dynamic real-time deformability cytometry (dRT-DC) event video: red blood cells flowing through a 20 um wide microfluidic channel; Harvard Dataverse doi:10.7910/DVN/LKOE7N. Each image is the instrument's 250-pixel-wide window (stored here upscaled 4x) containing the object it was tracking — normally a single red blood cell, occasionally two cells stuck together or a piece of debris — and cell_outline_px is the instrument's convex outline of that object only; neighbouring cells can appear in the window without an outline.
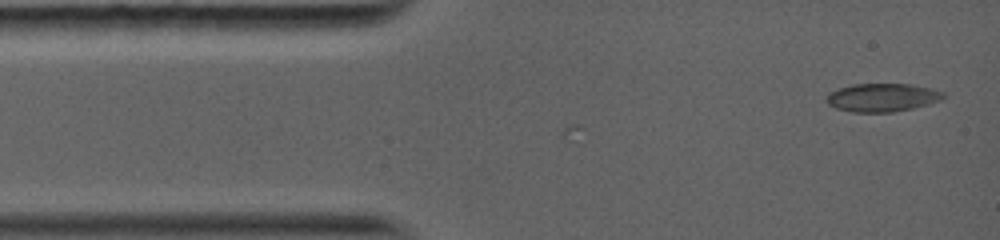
{"species": "common noctule bat (a hibernating species)", "species_latin": "Nyctalus noctula", "temperature_condition": "warm", "stored_images_in_passage": 14, "camera_frame_rate_fps": 5000, "um_per_image_px": 0.085, "animal": {"sex": "female", "body_mass_g": 19.0, "forearm_length_mm": 56.7}, "frame": {"image": 1, "passage_image": 1, "time_ms": 0.0, "image_size_px": [1000, 240], "cell_outline_px": [[944, 96], [940, 100], [928, 104], [912, 108], [892, 112], [852, 112], [836, 108], [828, 104], [824, 100], [828, 92], [852, 84], [912, 84], [932, 88], [944, 92]], "centroid_in_image_um": [74.96, 8.28], "position_along_channel_um": 10.0, "area_um2": 19.31}}
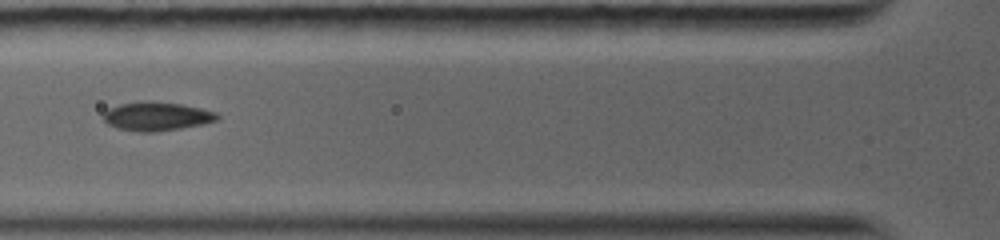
{"frame": {"image": 2, "passage_image": 8, "time_ms": 4.0, "image_size_px": [1000, 240], "cell_outline_px": [[220, 120], [204, 124], [156, 132], [136, 132], [116, 128], [108, 124], [104, 120], [104, 112], [108, 108], [120, 104], [140, 100], [144, 100], [180, 104], [200, 108], [216, 112], [220, 116]], "centroid_in_image_um": [13.32, 9.89], "position_along_channel_um": 112.5, "area_um2": 19.31}}
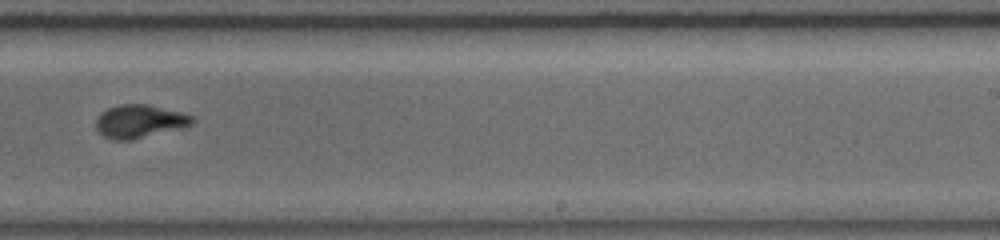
{"frame": {"image": 3, "passage_image": 14, "time_ms": 8.0, "image_size_px": [1000, 240], "cell_outline_px": [[196, 120], [192, 124], [132, 140], [112, 140], [104, 136], [96, 128], [96, 120], [100, 112], [108, 108], [120, 104], [148, 104], [184, 112], [196, 116]], "centroid_in_image_um": [11.88, 10.29], "position_along_channel_um": 277.1, "area_um2": 18.67}}